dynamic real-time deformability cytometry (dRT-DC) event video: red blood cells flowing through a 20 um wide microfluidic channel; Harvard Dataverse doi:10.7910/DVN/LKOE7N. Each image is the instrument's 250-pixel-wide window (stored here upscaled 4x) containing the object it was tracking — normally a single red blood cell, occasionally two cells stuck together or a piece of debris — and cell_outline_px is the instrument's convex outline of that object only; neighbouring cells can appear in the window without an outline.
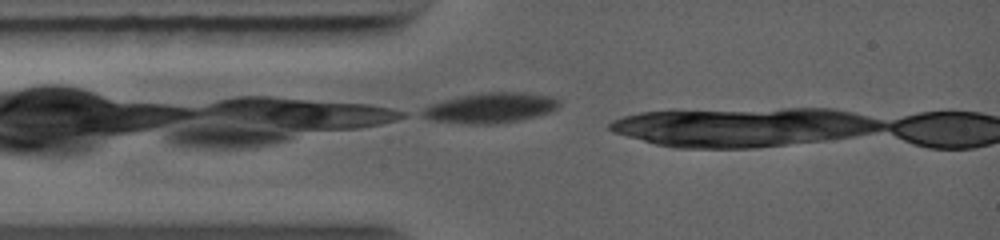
{"species": "common noctule bat (a hibernating species)", "species_latin": "Nyctalus noctula", "temperature_condition": "warm", "stored_images_in_passage": 24, "camera_frame_rate_fps": 5000, "um_per_image_px": 0.085, "animal": {"sex": "female", "body_mass_g": 19.0, "forearm_length_mm": 56.7}, "frame": {"image": 1, "passage_image": 1, "time_ms": 0.0, "image_size_px": [1000, 240], "cell_outline_px": [[560, 104], [556, 108], [548, 112], [520, 120], [496, 124], [468, 124], [428, 120], [420, 116], [416, 112], [432, 104], [444, 100], [460, 96], [484, 92], [524, 92], [552, 96]], "centroid_in_image_um": [41.61, 9.17], "position_along_channel_um": 43.4, "area_um2": 24.16}}